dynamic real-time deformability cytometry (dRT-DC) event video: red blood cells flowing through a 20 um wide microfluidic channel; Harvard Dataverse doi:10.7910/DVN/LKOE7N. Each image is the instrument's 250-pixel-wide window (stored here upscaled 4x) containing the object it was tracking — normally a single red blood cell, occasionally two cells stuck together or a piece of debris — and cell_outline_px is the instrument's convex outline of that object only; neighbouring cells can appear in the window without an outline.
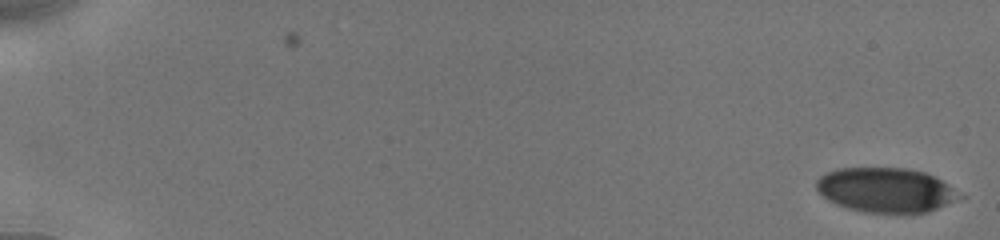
{"species": "human", "species_latin": "Homo sapiens", "temperature_condition": "cold", "stored_images_in_passage": 15, "camera_frame_rate_fps": 3000, "um_per_image_px": 0.085, "donor": {"sex": "male"}, "frame": {"image": 1, "passage_image": 1, "time_ms": 0.0, "image_size_px": [1000, 240], "cell_outline_px": [[956, 196], [944, 204], [928, 212], [864, 212], [848, 208], [836, 204], [824, 196], [816, 188], [816, 180], [820, 176], [828, 172], [840, 168], [904, 168], [924, 172], [940, 180]], "centroid_in_image_um": [75.14, 16.14], "position_along_channel_um": 9.9, "area_um2": 35.72}}
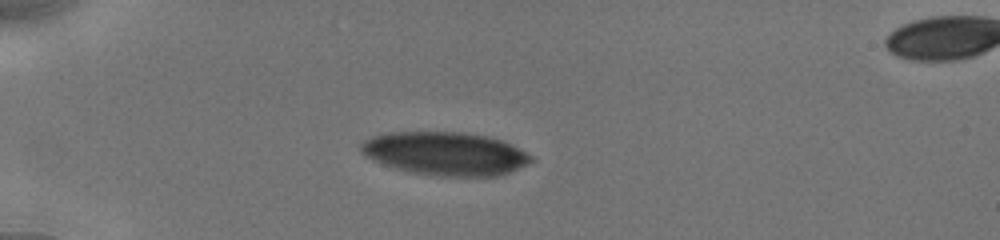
{"frame": {"image": 2, "passage_image": 12, "time_ms": 5.0, "image_size_px": [1000, 240], "cell_outline_px": [[536, 160], [528, 164], [500, 176], [436, 176], [408, 172], [372, 160], [364, 156], [360, 152], [360, 144], [364, 140], [372, 136], [392, 132], [460, 132], [484, 136], [500, 140], [520, 148], [532, 156]], "centroid_in_image_um": [37.84, 13.06], "position_along_channel_um": 47.2, "area_um2": 43.06}}
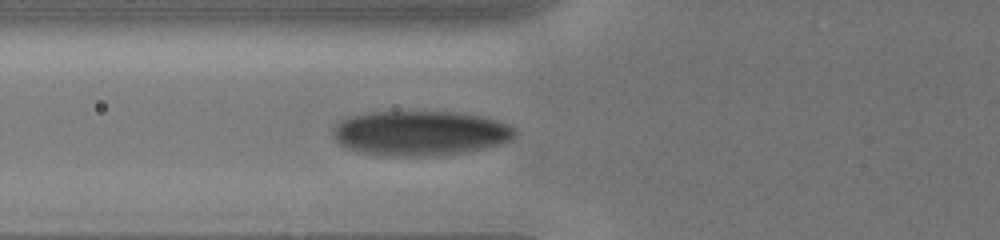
{"frame": {"image": 3, "passage_image": 15, "time_ms": 7.0, "image_size_px": [1000, 240], "cell_outline_px": [[516, 132], [508, 140], [500, 144], [468, 152], [412, 156], [396, 156], [356, 152], [340, 144], [336, 140], [332, 132], [336, 124], [340, 120], [348, 116], [368, 112], [456, 112], [480, 116], [496, 120], [508, 124], [516, 128]], "centroid_in_image_um": [35.68, 11.31], "position_along_channel_um": 90.1, "area_um2": 47.28}}